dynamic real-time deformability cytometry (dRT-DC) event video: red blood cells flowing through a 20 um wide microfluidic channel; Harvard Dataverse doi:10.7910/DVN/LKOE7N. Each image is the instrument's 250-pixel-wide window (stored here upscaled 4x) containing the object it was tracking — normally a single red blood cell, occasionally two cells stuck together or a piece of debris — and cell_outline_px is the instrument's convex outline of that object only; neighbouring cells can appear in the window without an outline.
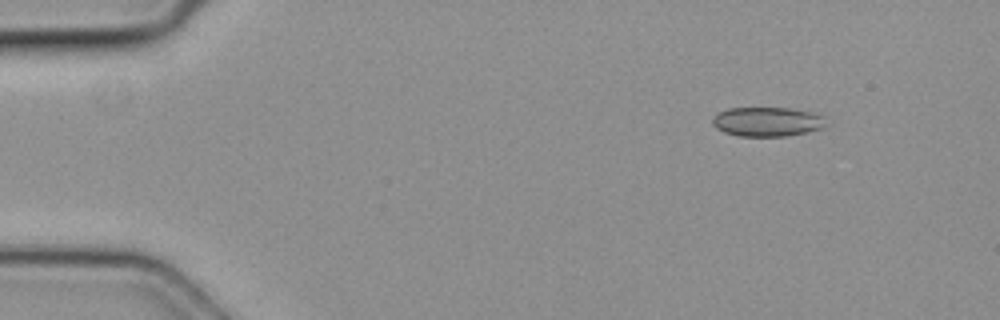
{"species": "common noctule bat (a hibernating species)", "species_latin": "Nyctalus noctula", "temperature_condition": "cold", "stored_images_in_passage": 6, "camera_frame_rate_fps": 3000, "um_per_image_px": 0.085, "animal": {"sex": "female", "body_mass_g": 19.3, "forearm_length_mm": 54.1}, "frame": {"image": 1, "passage_image": 1, "time_ms": 0.0, "image_size_px": [1000, 320], "cell_outline_px": [[824, 128], [784, 136], [736, 136], [724, 132], [716, 128], [712, 124], [712, 120], [720, 112], [728, 108], [792, 108], [820, 112], [824, 116]], "centroid_in_image_um": [65.25, 10.33], "position_along_channel_um": 19.8, "area_um2": 19.54}}
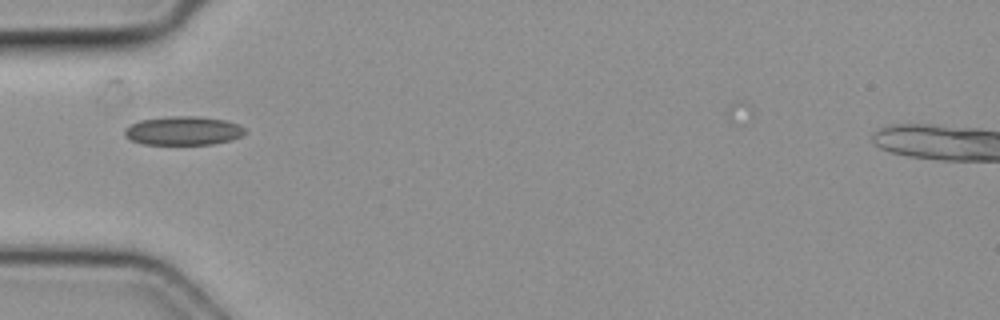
{"frame": {"image": 2, "passage_image": 4, "time_ms": 1.0, "image_size_px": [1000, 320], "cell_outline_px": [[248, 132], [232, 140], [212, 144], [144, 144], [132, 140], [124, 136], [124, 128], [140, 120], [168, 116], [196, 116], [228, 120], [240, 124]], "centroid_in_image_um": [15.61, 11.1], "position_along_channel_um": 69.4, "area_um2": 20.35}}
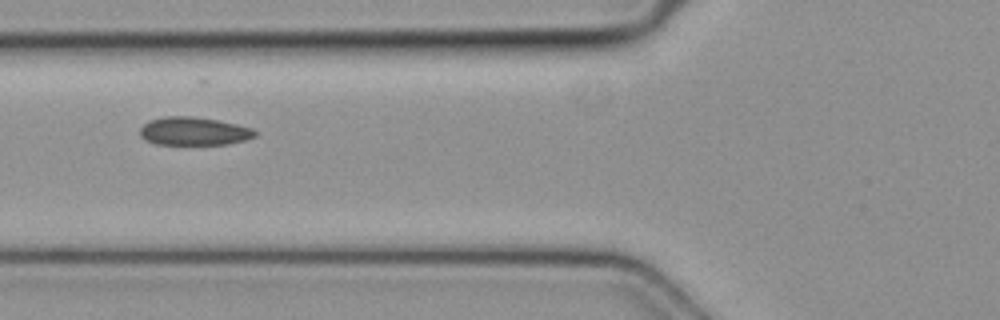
{"frame": {"image": 3, "passage_image": 5, "time_ms": 1.333, "image_size_px": [1000, 320], "cell_outline_px": [[260, 132], [256, 136], [244, 140], [228, 144], [156, 144], [144, 140], [140, 136], [140, 128], [148, 120], [164, 116], [192, 116], [216, 120], [236, 124], [252, 128]], "centroid_in_image_um": [16.47, 11.15], "position_along_channel_um": 109.3, "area_um2": 19.02}}